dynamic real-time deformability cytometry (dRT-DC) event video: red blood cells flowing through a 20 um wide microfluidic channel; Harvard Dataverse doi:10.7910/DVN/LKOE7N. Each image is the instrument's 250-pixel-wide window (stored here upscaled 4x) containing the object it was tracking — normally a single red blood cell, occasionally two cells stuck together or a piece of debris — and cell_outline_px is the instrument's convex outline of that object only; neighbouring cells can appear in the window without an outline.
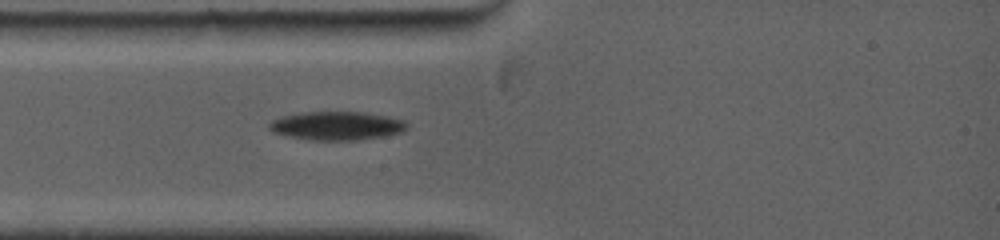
{"species": "common noctule bat (a hibernating species)", "species_latin": "Nyctalus noctula", "temperature_condition": "warm", "stored_images_in_passage": 1, "camera_frame_rate_fps": 5000, "um_per_image_px": 0.085, "animal": {"sex": "female", "body_mass_g": 19.0, "forearm_length_mm": 53.3}, "frame": {"image": 1, "passage_image": 1, "time_ms": 0.0, "image_size_px": [1000, 240], "cell_outline_px": [[408, 128], [400, 132], [384, 136], [356, 140], [312, 140], [288, 136], [272, 132], [268, 128], [268, 124], [272, 120], [280, 116], [300, 112], [364, 112], [388, 116], [404, 120], [408, 124]], "centroid_in_image_um": [28.6, 10.68], "position_along_channel_um": 56.4, "area_um2": 23.06}}